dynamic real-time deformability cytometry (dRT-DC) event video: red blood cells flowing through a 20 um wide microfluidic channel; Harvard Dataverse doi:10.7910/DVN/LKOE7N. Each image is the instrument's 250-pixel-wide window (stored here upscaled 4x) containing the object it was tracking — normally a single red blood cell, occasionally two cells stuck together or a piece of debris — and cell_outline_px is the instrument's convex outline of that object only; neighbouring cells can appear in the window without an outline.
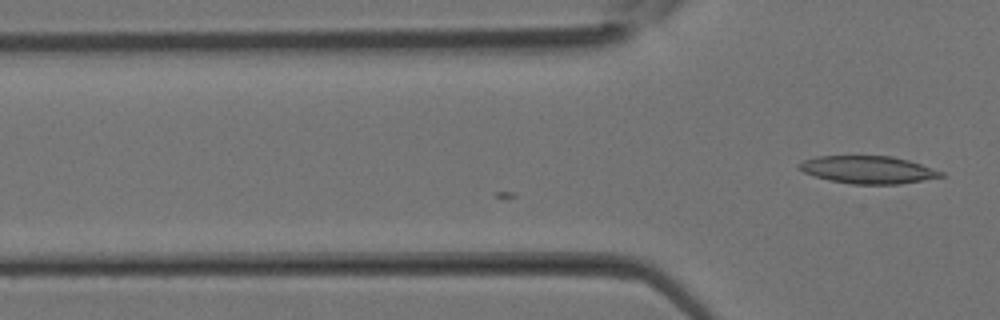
{"species": "Egyptian fruit bat (a non-hibernating species)", "species_latin": "Rousettus aegyptiacus", "temperature_condition": "room temperature", "stored_images_in_passage": 2, "camera_frame_rate_fps": 3000, "um_per_image_px": 0.085, "animal": {"sex": "female"}, "frame": {"image": 1, "passage_image": 2, "time_ms": 0.333, "image_size_px": [1000, 320], "cell_outline_px": [[948, 176], [900, 184], [852, 184], [828, 180], [804, 172], [796, 168], [804, 160], [816, 156], [892, 156], [908, 160], [944, 172]], "centroid_in_image_um": [73.81, 14.43], "position_along_channel_um": 52.0, "area_um2": 22.83}}